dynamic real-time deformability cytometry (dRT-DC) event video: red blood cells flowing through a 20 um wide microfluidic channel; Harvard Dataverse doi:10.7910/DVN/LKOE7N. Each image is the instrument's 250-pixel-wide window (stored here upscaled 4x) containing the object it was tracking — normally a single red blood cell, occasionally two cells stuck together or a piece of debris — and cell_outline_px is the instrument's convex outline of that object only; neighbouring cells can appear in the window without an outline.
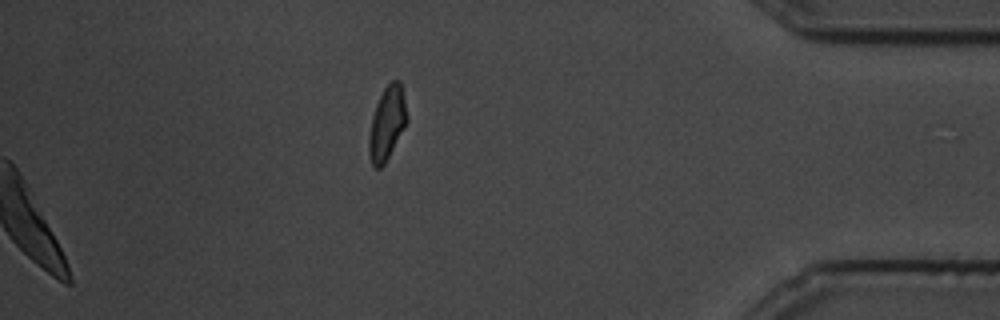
{"species": "common noctule bat (a hibernating species)", "species_latin": "Nyctalus noctula", "temperature_condition": "cold", "stored_images_in_passage": 21, "segment_of_instrument_passage": [2, 2], "camera_frame_rate_fps": 3000, "um_per_image_px": 0.085, "animal": {"sex": "male", "body_mass_g": 19.5, "forearm_length_mm": 54.6}, "frame": {"image": 1, "passage_image": 21, "time_ms": 6.667, "image_size_px": [1000, 320], "cell_outline_px": [[408, 120], [404, 128], [384, 164], [380, 168], [376, 168], [372, 164], [368, 152], [368, 140], [372, 116], [376, 104], [384, 88], [392, 80], [400, 80], [408, 116]], "centroid_in_image_um": [32.89, 10.47], "position_along_channel_um": 402.3, "area_um2": 16.13}}